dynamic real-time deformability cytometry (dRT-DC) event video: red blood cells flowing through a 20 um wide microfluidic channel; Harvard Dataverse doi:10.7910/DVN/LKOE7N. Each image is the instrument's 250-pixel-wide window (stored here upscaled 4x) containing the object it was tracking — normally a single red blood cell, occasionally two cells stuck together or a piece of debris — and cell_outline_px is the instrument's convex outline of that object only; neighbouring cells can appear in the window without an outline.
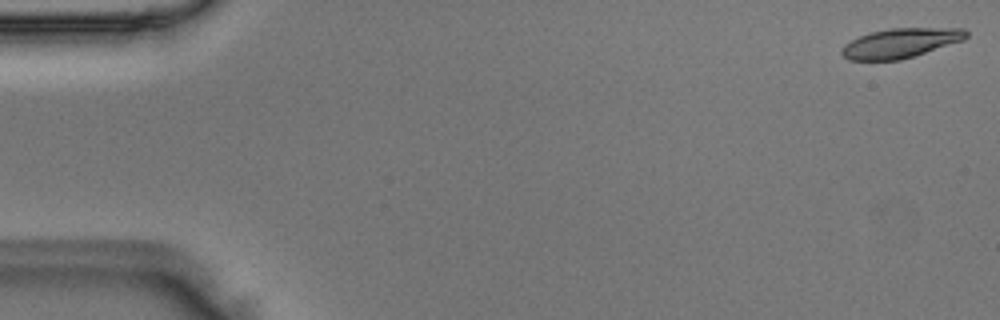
{"species": "Egyptian fruit bat (a non-hibernating species)", "species_latin": "Rousettus aegyptiacus", "temperature_condition": "room temperature", "stored_images_in_passage": 50, "camera_frame_rate_fps": 3000, "um_per_image_px": 0.085, "animal": {"sex": "male"}, "frame": {"image": 1, "passage_image": 1, "time_ms": 0.0, "image_size_px": [1000, 320], "cell_outline_px": [[968, 36], [964, 40], [900, 60], [848, 60], [840, 52], [840, 48], [844, 44], [860, 36], [872, 32], [888, 28], [964, 28], [968, 32]], "centroid_in_image_um": [76.54, 3.66], "position_along_channel_um": 8.5, "area_um2": 21.39}}
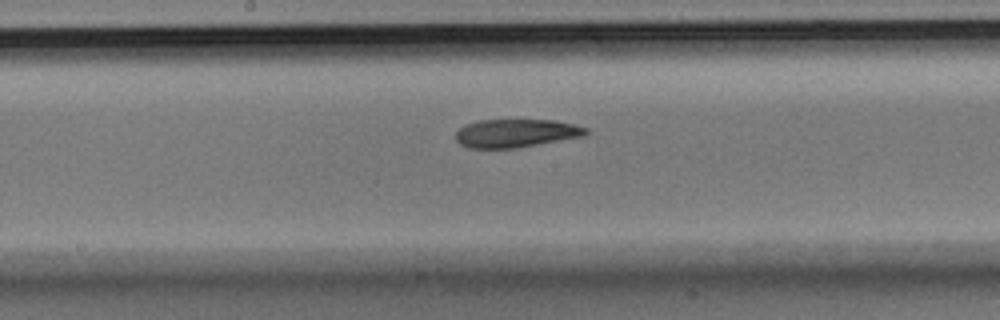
{"frame": {"image": 2, "passage_image": 26, "time_ms": 8.333, "image_size_px": [1000, 320], "cell_outline_px": [[588, 132], [584, 136], [512, 148], [468, 148], [460, 144], [456, 140], [456, 132], [464, 124], [480, 120], [552, 120], [572, 124], [588, 128]], "centroid_in_image_um": [43.81, 11.31], "position_along_channel_um": 204.4, "area_um2": 21.21}}
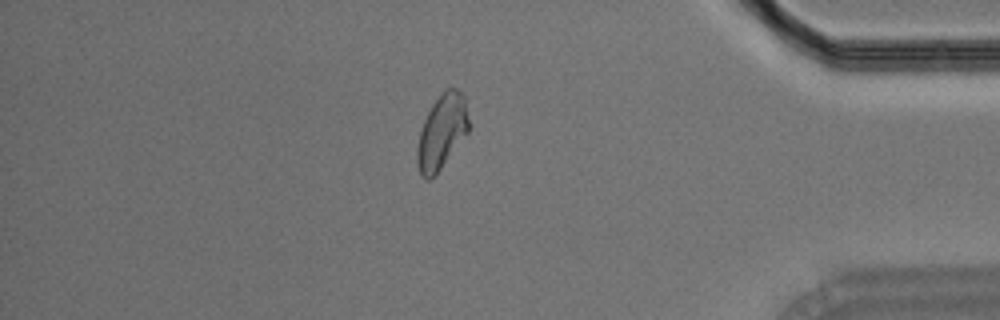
{"frame": {"image": 3, "passage_image": 43, "time_ms": 14.0, "image_size_px": [1000, 320], "cell_outline_px": [[468, 132], [440, 168], [428, 180], [424, 180], [420, 176], [416, 160], [416, 152], [420, 132], [424, 120], [432, 104], [448, 88], [456, 88], [464, 96], [468, 120]], "centroid_in_image_um": [37.53, 11.23], "position_along_channel_um": 397.7, "area_um2": 21.79}}